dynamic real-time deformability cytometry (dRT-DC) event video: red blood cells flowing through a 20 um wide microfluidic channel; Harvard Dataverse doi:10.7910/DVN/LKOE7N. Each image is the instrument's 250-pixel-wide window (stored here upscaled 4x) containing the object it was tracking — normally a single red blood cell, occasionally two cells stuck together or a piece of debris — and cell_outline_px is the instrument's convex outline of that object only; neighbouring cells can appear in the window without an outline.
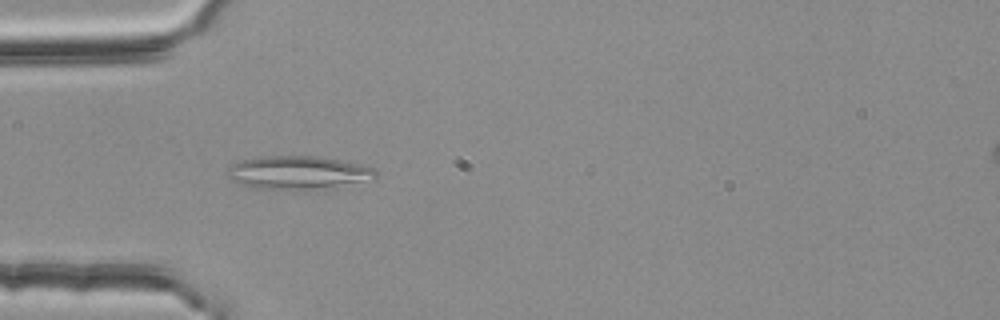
{"species": "common noctule bat (a hibernating species)", "species_latin": "Nyctalus noctula", "temperature_condition": "room temperature", "stored_images_in_passage": 47, "camera_frame_rate_fps": 3000, "um_per_image_px": 0.085, "animal": {"sex": "female", "body_mass_g": 25.1}, "frame": {"image": 1, "passage_image": 16, "time_ms": 5.0, "image_size_px": [1000, 320], "cell_outline_px": [[376, 176], [360, 180], [304, 192], [256, 188], [240, 184], [228, 180], [224, 172], [232, 164], [240, 160], [264, 156], [316, 156], [340, 160], [360, 164], [372, 168], [376, 172]], "centroid_in_image_um": [25.16, 14.68], "position_along_channel_um": 59.8, "area_um2": 28.9}}
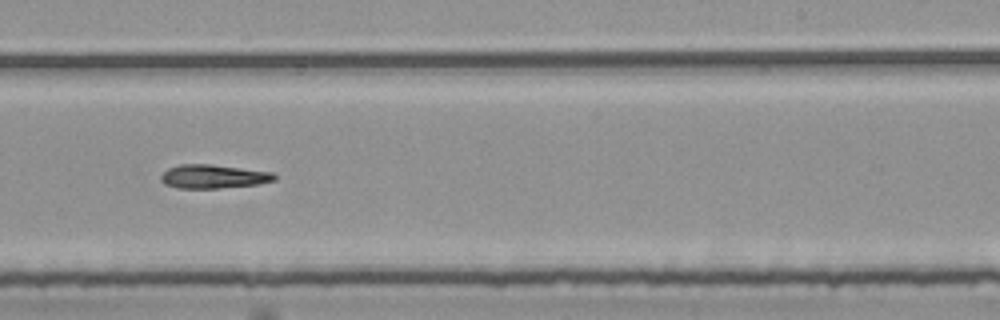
{"frame": {"image": 2, "passage_image": 33, "time_ms": 10.667, "image_size_px": [1000, 320], "cell_outline_px": [[276, 180], [260, 184], [220, 188], [180, 188], [164, 184], [160, 180], [160, 176], [168, 168], [180, 164], [212, 164], [272, 172], [276, 176]], "centroid_in_image_um": [18.14, 15.0], "position_along_channel_um": 270.9, "area_um2": 15.78}}
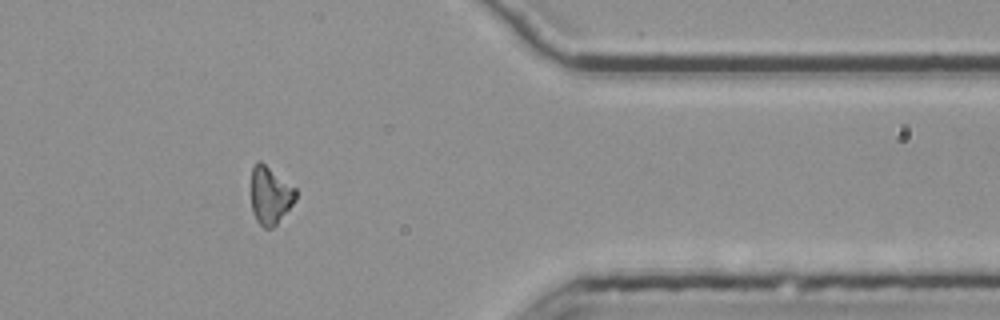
{"frame": {"image": 3, "passage_image": 44, "time_ms": 14.333, "image_size_px": [1000, 320], "cell_outline_px": [[296, 200], [276, 224], [272, 228], [264, 228], [256, 220], [252, 212], [252, 168], [256, 160], [260, 160], [296, 188]], "centroid_in_image_um": [22.96, 16.59], "position_along_channel_um": 388.4, "area_um2": 14.91}}